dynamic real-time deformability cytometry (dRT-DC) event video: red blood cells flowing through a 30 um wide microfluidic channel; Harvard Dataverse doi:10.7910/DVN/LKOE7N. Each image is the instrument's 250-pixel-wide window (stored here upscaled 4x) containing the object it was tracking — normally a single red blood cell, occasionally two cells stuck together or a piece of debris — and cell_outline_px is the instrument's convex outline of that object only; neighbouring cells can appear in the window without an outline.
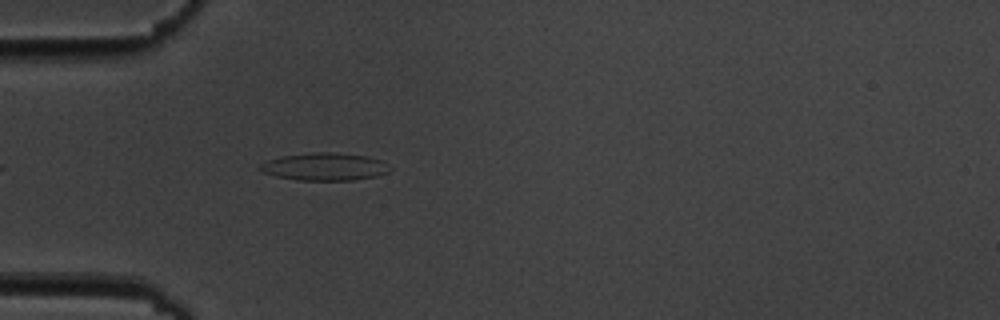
{"species": "common noctule bat (a hibernating species)", "species_latin": "Nyctalus noctula", "temperature_condition": "cold", "stored_images_in_passage": 2, "camera_frame_rate_fps": 3000, "um_per_image_px": 0.085, "animal": {"sex": "male", "body_mass_g": 19.5, "forearm_length_mm": 54.6}, "frame": {"image": 1, "passage_image": 2, "time_ms": 1.333, "image_size_px": [1000, 320], "cell_outline_px": [[392, 168], [388, 172], [376, 176], [352, 180], [296, 180], [276, 176], [264, 172], [260, 168], [260, 164], [268, 160], [280, 156], [312, 152], [336, 152], [368, 156], [380, 160]], "centroid_in_image_um": [27.61, 14.16], "position_along_channel_um": 57.4, "area_um2": 20.87}}